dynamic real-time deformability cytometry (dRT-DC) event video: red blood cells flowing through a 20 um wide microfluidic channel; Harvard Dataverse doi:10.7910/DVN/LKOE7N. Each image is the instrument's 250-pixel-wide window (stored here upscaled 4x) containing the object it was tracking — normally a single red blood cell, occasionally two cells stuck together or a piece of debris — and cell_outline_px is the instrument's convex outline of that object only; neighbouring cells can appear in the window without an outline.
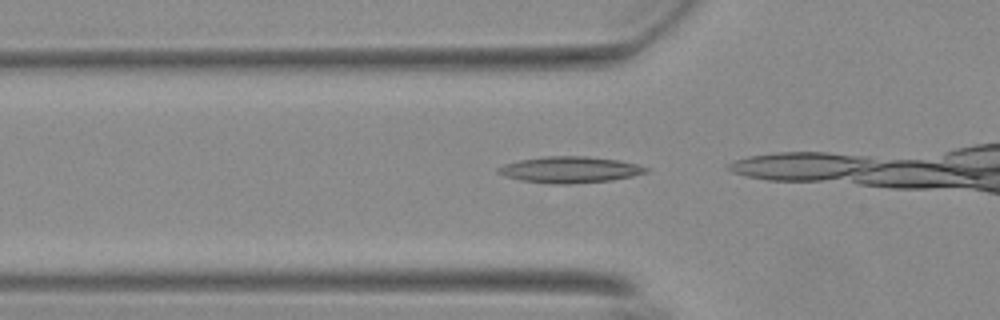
{"species": "Egyptian fruit bat (a non-hibernating species)", "species_latin": "Rousettus aegyptiacus", "temperature_condition": "warm", "stored_images_in_passage": 4, "camera_frame_rate_fps": 3000, "um_per_image_px": 0.085, "animal": {"sex": "female"}, "frame": {"image": 1, "passage_image": 2, "time_ms": 0.333, "image_size_px": [1000, 320], "cell_outline_px": [[648, 172], [632, 176], [612, 180], [568, 184], [548, 184], [520, 180], [504, 176], [496, 172], [496, 168], [504, 164], [520, 160], [544, 156], [588, 156], [620, 160], [636, 164], [648, 168]], "centroid_in_image_um": [48.41, 14.42], "position_along_channel_um": 77.4, "area_um2": 22.77}}